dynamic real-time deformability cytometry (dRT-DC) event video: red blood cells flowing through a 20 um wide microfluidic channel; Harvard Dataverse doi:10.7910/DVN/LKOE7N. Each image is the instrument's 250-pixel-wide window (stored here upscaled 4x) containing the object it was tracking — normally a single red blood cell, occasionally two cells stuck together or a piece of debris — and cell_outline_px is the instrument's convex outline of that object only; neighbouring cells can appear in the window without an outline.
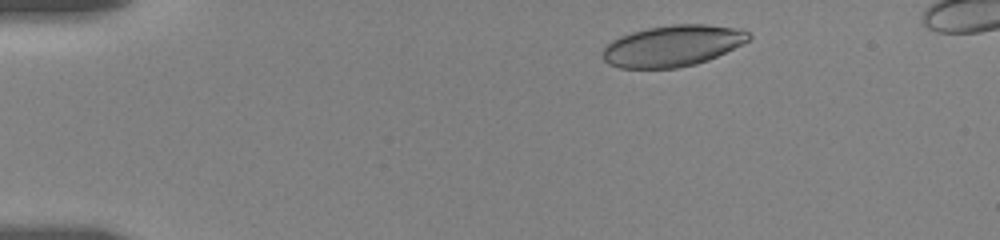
{"species": "human", "species_latin": "Homo sapiens", "temperature_condition": "room temperature", "stored_images_in_passage": 9, "camera_frame_rate_fps": 3000, "um_per_image_px": 0.085, "donor": {"sex": "female"}, "frame": {"image": 1, "passage_image": 3, "time_ms": 1.0, "image_size_px": [1000, 240], "cell_outline_px": [[752, 36], [748, 40], [708, 60], [696, 64], [676, 68], [620, 68], [608, 64], [604, 60], [604, 44], [620, 36], [632, 32], [648, 28], [672, 24], [704, 24], [740, 28], [748, 32]], "centroid_in_image_um": [57.14, 3.89], "position_along_channel_um": 27.9, "area_um2": 34.91}}
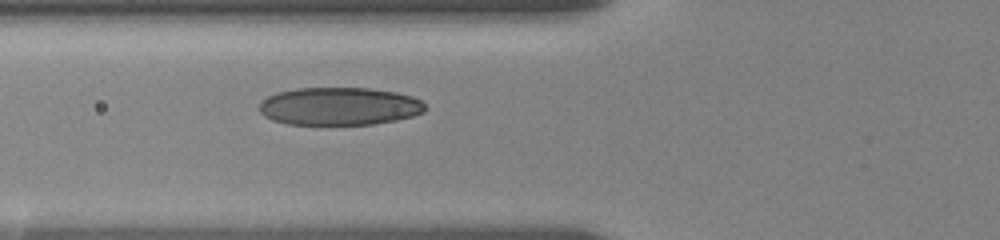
{"frame": {"image": 2, "passage_image": 9, "time_ms": 5.0, "image_size_px": [1000, 240], "cell_outline_px": [[428, 108], [424, 112], [412, 116], [396, 120], [372, 124], [288, 124], [272, 120], [264, 116], [260, 112], [260, 104], [268, 96], [280, 92], [296, 88], [368, 88], [396, 92], [412, 96], [420, 100]], "centroid_in_image_um": [28.87, 9.03], "position_along_channel_um": 96.9, "area_um2": 36.47}}